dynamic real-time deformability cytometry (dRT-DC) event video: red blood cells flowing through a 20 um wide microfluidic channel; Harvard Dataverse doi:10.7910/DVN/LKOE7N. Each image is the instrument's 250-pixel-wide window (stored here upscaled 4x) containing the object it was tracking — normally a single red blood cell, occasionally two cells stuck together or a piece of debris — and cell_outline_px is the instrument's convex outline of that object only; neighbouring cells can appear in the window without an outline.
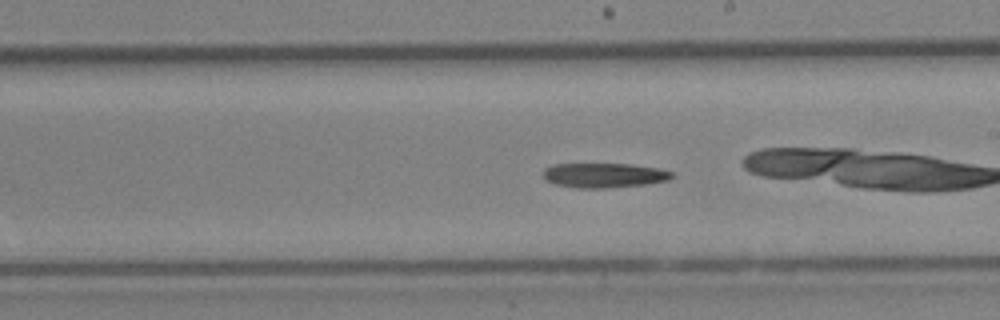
{"species": "Egyptian fruit bat (a non-hibernating species)", "species_latin": "Rousettus aegyptiacus", "temperature_condition": "cold", "stored_images_in_passage": 43, "camera_frame_rate_fps": 3000, "um_per_image_px": 0.085, "animal": {"sex": "female"}, "frame": {"image": 1, "passage_image": 24, "time_ms": 7.667, "image_size_px": [1000, 320], "cell_outline_px": [[676, 176], [668, 180], [644, 184], [608, 188], [576, 188], [556, 184], [544, 180], [544, 168], [552, 164], [632, 164], [660, 168], [676, 172]], "centroid_in_image_um": [51.39, 14.89], "position_along_channel_um": 237.6, "area_um2": 18.73}}